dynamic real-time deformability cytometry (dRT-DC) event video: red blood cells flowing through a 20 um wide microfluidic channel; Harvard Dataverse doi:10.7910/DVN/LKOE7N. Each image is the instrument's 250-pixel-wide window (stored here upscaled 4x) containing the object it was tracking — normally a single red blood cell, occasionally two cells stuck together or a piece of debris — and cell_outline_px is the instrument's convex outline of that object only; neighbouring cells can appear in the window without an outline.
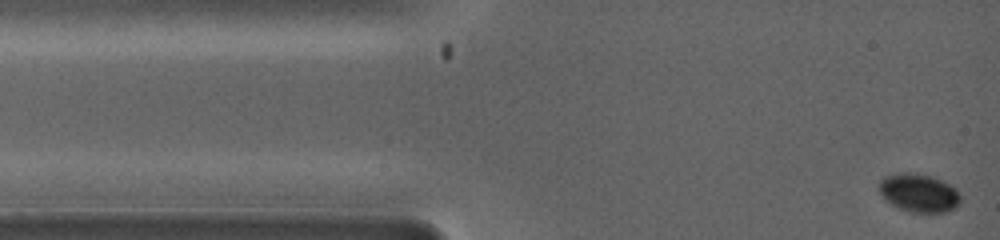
{"species": "common noctule bat (a hibernating species)", "species_latin": "Nyctalus noctula", "temperature_condition": "warm", "stored_images_in_passage": 52, "camera_frame_rate_fps": 5000, "um_per_image_px": 0.085, "animal": {"sex": "female", "body_mass_g": 19.0, "forearm_length_mm": 53.3}, "frame": {"image": 1, "passage_image": 1, "time_ms": 0.0, "image_size_px": [1000, 240], "cell_outline_px": [[960, 200], [952, 208], [944, 212], [912, 212], [900, 208], [892, 204], [880, 192], [880, 180], [884, 176], [896, 172], [916, 172], [932, 176], [944, 180], [956, 188], [960, 196]], "centroid_in_image_um": [78.11, 16.35], "position_along_channel_um": 6.9, "area_um2": 18.09}}
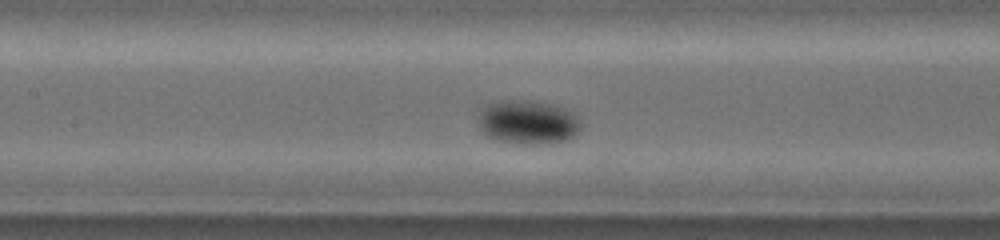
{"frame": {"image": 2, "passage_image": 23, "time_ms": 4.4, "image_size_px": [1000, 240], "cell_outline_px": [[576, 132], [568, 140], [552, 144], [512, 144], [496, 140], [488, 136], [480, 128], [480, 116], [484, 108], [492, 104], [504, 100], [528, 100], [548, 104], [568, 112], [576, 120]], "centroid_in_image_um": [44.8, 10.44], "position_along_channel_um": 162.6, "area_um2": 25.32}}
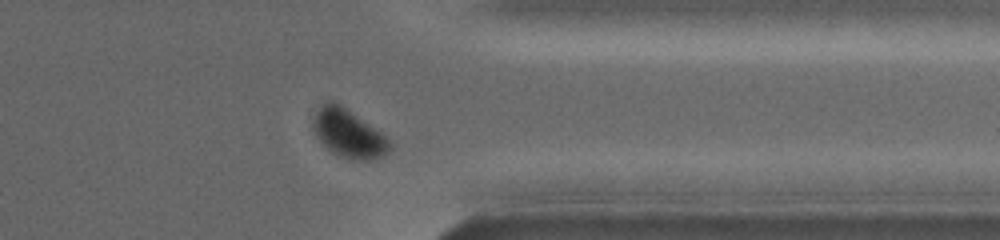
{"frame": {"image": 3, "passage_image": 45, "time_ms": 8.8, "image_size_px": [1000, 240], "cell_outline_px": [[388, 152], [372, 160], [356, 160], [344, 156], [328, 148], [324, 144], [316, 132], [316, 116], [320, 108], [324, 104], [336, 104], [384, 136], [388, 140]], "centroid_in_image_um": [29.66, 11.43], "position_along_channel_um": 381.7, "area_um2": 19.07}}